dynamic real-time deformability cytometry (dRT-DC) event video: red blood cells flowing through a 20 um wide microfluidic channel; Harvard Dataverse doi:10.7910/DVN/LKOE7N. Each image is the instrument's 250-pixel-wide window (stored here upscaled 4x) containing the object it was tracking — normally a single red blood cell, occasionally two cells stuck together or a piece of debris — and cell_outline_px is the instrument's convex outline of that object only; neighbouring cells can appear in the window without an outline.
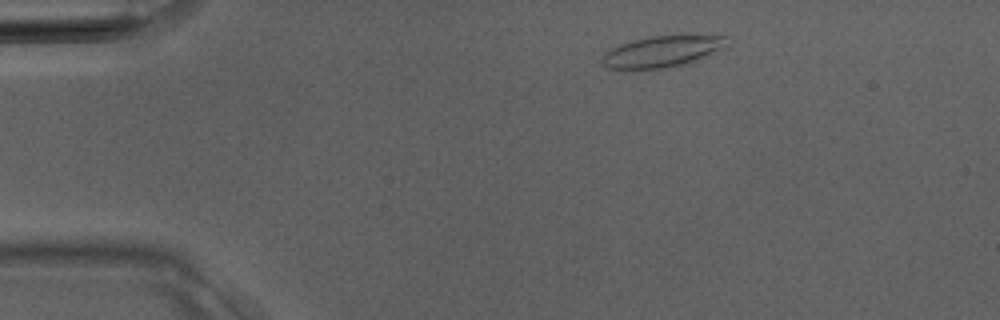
{"species": "Egyptian fruit bat (a non-hibernating species)", "species_latin": "Rousettus aegyptiacus", "temperature_condition": "room temperature", "stored_images_in_passage": 31, "camera_frame_rate_fps": 3000, "um_per_image_px": 0.085, "animal": {"sex": "male"}, "frame": {"image": 1, "passage_image": 1, "time_ms": 0.0, "image_size_px": [1000, 320], "cell_outline_px": [[728, 48], [684, 64], [664, 68], [608, 68], [600, 60], [600, 56], [604, 52], [620, 44], [632, 40], [648, 36], [728, 36]], "centroid_in_image_um": [56.3, 4.36], "position_along_channel_um": 28.7, "area_um2": 22.6}}
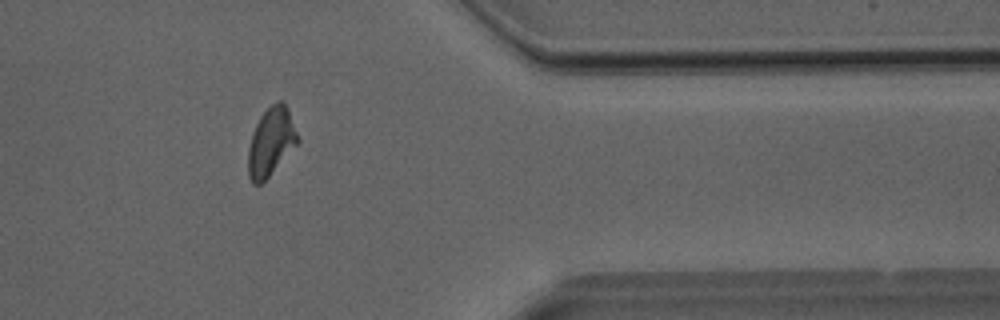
{"frame": {"image": 2, "passage_image": 25, "time_ms": 8.0, "image_size_px": [1000, 320], "cell_outline_px": [[300, 140], [268, 176], [260, 184], [252, 184], [248, 176], [248, 148], [252, 132], [260, 116], [276, 100], [284, 100], [288, 108]], "centroid_in_image_um": [23.02, 12.02], "position_along_channel_um": 388.4, "area_um2": 19.54}}
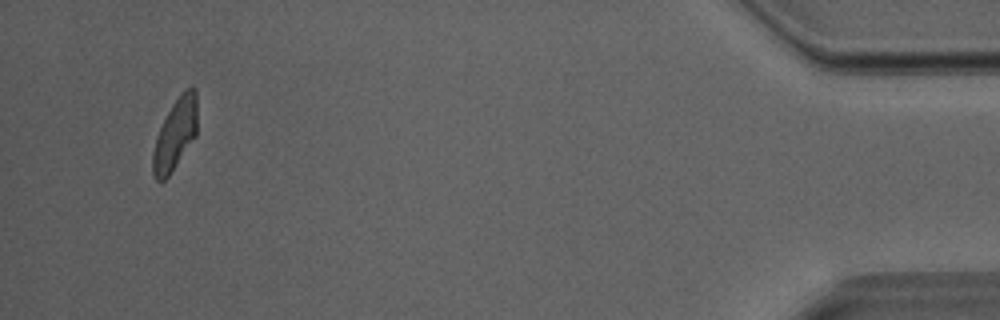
{"frame": {"image": 3, "passage_image": 30, "time_ms": 9.667, "image_size_px": [1000, 320], "cell_outline_px": [[196, 136], [168, 176], [160, 184], [152, 176], [152, 152], [160, 128], [172, 104], [192, 84], [196, 88]], "centroid_in_image_um": [14.87, 11.46], "position_along_channel_um": 420.3, "area_um2": 18.15}}